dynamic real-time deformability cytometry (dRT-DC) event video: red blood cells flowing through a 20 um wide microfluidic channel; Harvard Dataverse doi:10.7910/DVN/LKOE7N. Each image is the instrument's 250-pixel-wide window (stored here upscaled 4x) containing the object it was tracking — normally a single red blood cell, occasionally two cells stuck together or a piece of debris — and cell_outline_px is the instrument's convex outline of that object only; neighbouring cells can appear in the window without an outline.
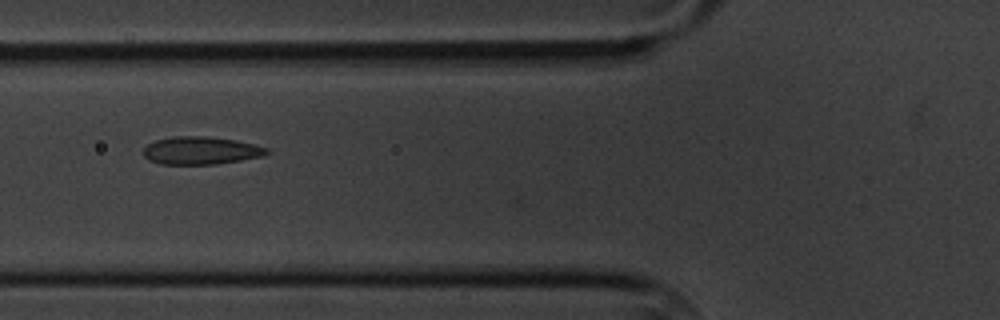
{"species": "common noctule bat (a hibernating species)", "species_latin": "Nyctalus noctula", "temperature_condition": "cold", "stored_images_in_passage": 9, "camera_frame_rate_fps": 3000, "um_per_image_px": 0.085, "animal": {"sex": "male", "body_mass_g": 20.1, "forearm_length_mm": 53.5}, "frame": {"image": 1, "passage_image": 7, "time_ms": 7.0, "image_size_px": [1000, 320], "cell_outline_px": [[272, 152], [264, 156], [216, 164], [160, 164], [148, 160], [144, 156], [144, 148], [148, 144], [156, 140], [172, 136], [208, 136], [236, 140], [268, 148]], "centroid_in_image_um": [17.08, 12.79], "position_along_channel_um": 108.7, "area_um2": 20.06}}
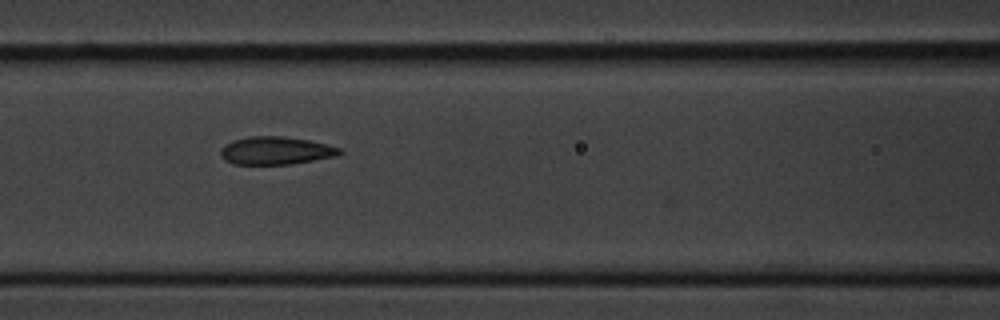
{"frame": {"image": 2, "passage_image": 8, "time_ms": 8.0, "image_size_px": [1000, 320], "cell_outline_px": [[344, 152], [336, 156], [288, 164], [232, 164], [224, 160], [220, 152], [220, 148], [224, 144], [232, 140], [248, 136], [284, 136], [308, 140], [328, 144], [340, 148]], "centroid_in_image_um": [23.41, 12.79], "position_along_channel_um": 143.2, "area_um2": 19.42}}
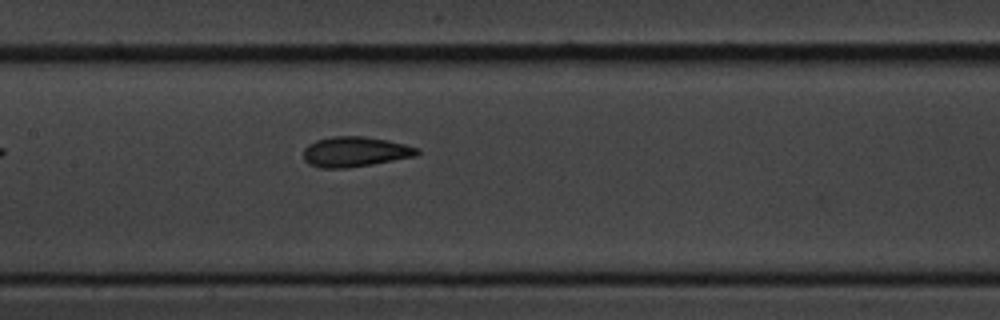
{"frame": {"image": 3, "passage_image": 9, "time_ms": 9.0, "image_size_px": [1000, 320], "cell_outline_px": [[420, 152], [416, 156], [372, 164], [348, 168], [320, 168], [308, 164], [304, 160], [304, 148], [308, 144], [316, 140], [332, 136], [364, 136], [388, 140], [420, 148]], "centroid_in_image_um": [30.17, 12.9], "position_along_channel_um": 177.2, "area_um2": 20.11}}